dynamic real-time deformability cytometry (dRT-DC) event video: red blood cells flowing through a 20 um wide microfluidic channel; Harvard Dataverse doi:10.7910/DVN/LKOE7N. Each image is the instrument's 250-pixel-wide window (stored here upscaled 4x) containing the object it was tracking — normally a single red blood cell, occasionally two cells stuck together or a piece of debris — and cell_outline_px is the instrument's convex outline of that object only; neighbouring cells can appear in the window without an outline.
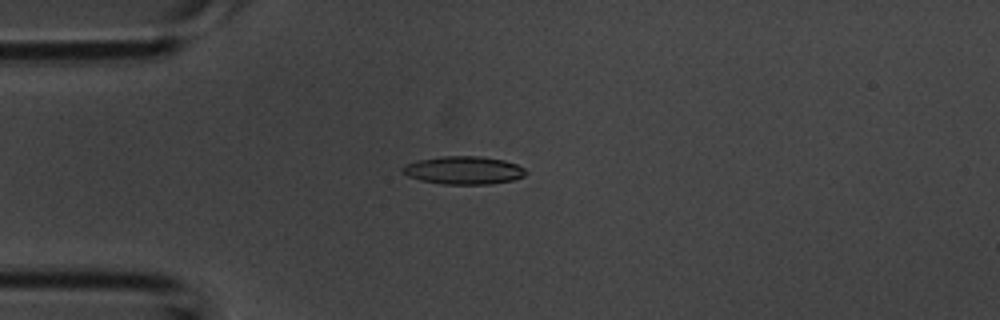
{"species": "common noctule bat (a hibernating species)", "species_latin": "Nyctalus noctula", "temperature_condition": "room temperature", "stored_images_in_passage": 43, "camera_frame_rate_fps": 3000, "um_per_image_px": 0.085, "animal": {"sex": "male", "body_mass_g": 20.1, "forearm_length_mm": 53.5}, "frame": {"image": 1, "passage_image": 11, "time_ms": 3.333, "image_size_px": [1000, 320], "cell_outline_px": [[528, 172], [524, 176], [512, 180], [488, 184], [444, 184], [420, 180], [408, 176], [400, 172], [400, 168], [404, 164], [416, 160], [440, 156], [480, 156], [504, 160], [516, 164], [524, 168]], "centroid_in_image_um": [39.36, 14.46], "position_along_channel_um": 45.6, "area_um2": 20.29}}
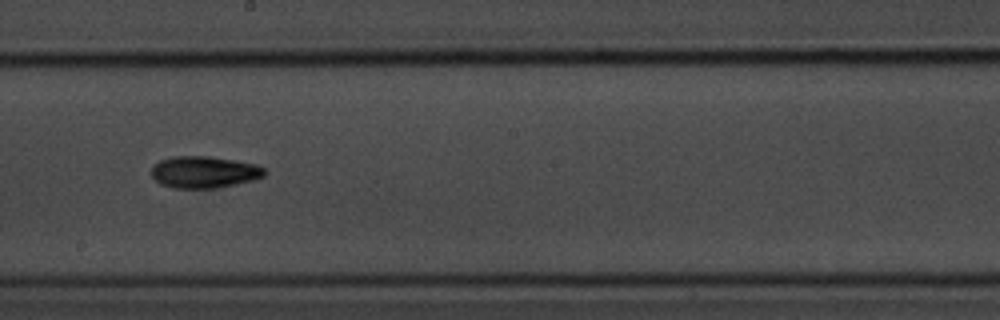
{"frame": {"image": 2, "passage_image": 24, "time_ms": 7.667, "image_size_px": [1000, 320], "cell_outline_px": [[264, 176], [252, 180], [236, 184], [216, 188], [172, 188], [160, 184], [152, 176], [152, 164], [160, 160], [172, 156], [208, 156], [256, 164], [264, 168]], "centroid_in_image_um": [17.31, 14.63], "position_along_channel_um": 230.9, "area_um2": 20.92}}
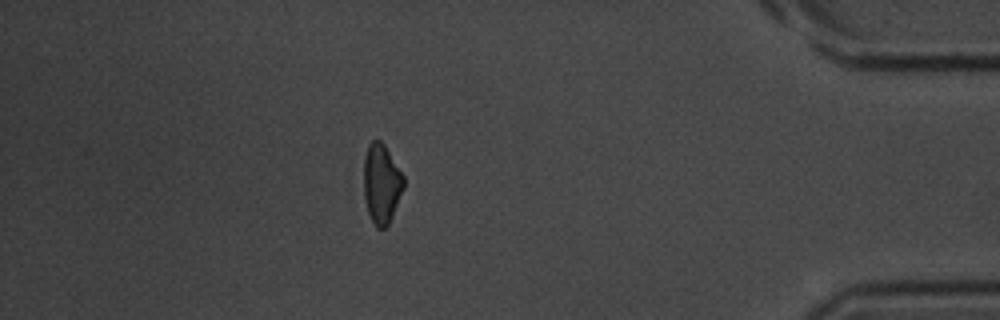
{"frame": {"image": 3, "passage_image": 38, "time_ms": 12.333, "image_size_px": [1000, 320], "cell_outline_px": [[404, 188], [392, 216], [388, 224], [384, 228], [376, 228], [368, 212], [364, 196], [364, 156], [368, 144], [372, 140], [380, 140], [384, 144], [404, 176]], "centroid_in_image_um": [32.42, 15.59], "position_along_channel_um": 402.8, "area_um2": 18.44}}